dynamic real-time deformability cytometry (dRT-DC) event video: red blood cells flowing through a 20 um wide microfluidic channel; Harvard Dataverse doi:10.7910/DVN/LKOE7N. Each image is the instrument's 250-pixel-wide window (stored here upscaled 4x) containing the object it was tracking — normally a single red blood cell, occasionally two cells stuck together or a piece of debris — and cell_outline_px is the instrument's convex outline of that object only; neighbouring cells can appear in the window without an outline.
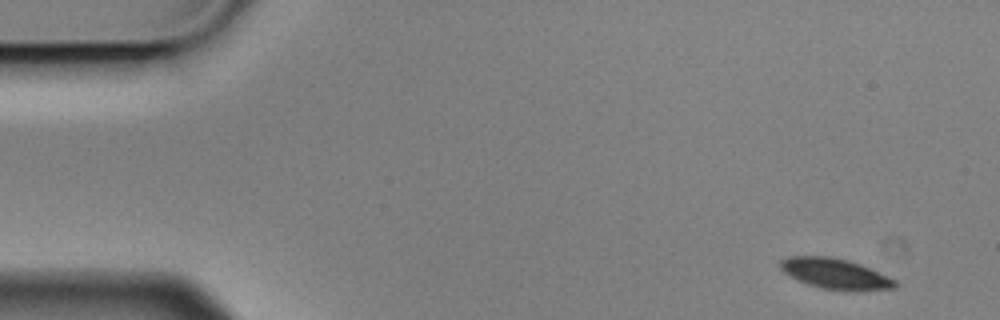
{"species": "Egyptian fruit bat (a non-hibernating species)", "species_latin": "Rousettus aegyptiacus", "temperature_condition": "cold", "stored_images_in_passage": 3, "camera_frame_rate_fps": 3000, "um_per_image_px": 0.085, "animal": {"sex": "male"}, "frame": {"image": 1, "passage_image": 1, "time_ms": 0.0, "image_size_px": [1000, 320], "cell_outline_px": [[896, 288], [824, 288], [808, 284], [784, 272], [780, 268], [780, 260], [788, 256], [832, 256], [848, 260], [860, 264], [896, 280]], "centroid_in_image_um": [70.92, 23.2], "position_along_channel_um": 14.1, "area_um2": 19.31}}